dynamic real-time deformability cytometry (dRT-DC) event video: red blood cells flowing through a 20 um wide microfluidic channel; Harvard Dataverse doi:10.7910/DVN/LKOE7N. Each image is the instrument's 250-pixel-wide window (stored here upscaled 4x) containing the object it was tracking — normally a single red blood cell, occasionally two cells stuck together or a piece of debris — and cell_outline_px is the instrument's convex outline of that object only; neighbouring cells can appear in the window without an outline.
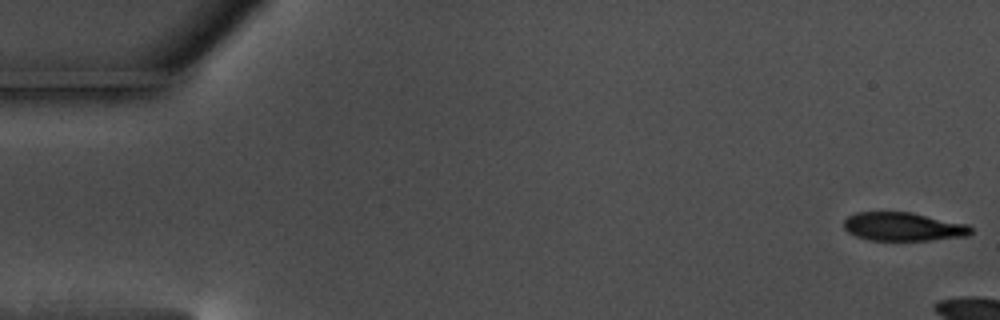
{"species": "common noctule bat (a hibernating species)", "species_latin": "Nyctalus noctula", "temperature_condition": "warm", "stored_images_in_passage": 9, "camera_frame_rate_fps": 3000, "um_per_image_px": 0.085, "animal": {"sex": "male", "body_mass_g": 17.5, "forearm_length_mm": 52.3}, "frame": {"image": 1, "passage_image": 1, "time_ms": 0.0, "image_size_px": [1000, 320], "cell_outline_px": [[972, 232], [968, 236], [928, 240], [872, 240], [856, 236], [848, 232], [844, 228], [844, 220], [848, 216], [856, 212], [912, 212], [968, 224], [972, 228]], "centroid_in_image_um": [76.79, 19.26], "position_along_channel_um": 8.2, "area_um2": 21.15}}